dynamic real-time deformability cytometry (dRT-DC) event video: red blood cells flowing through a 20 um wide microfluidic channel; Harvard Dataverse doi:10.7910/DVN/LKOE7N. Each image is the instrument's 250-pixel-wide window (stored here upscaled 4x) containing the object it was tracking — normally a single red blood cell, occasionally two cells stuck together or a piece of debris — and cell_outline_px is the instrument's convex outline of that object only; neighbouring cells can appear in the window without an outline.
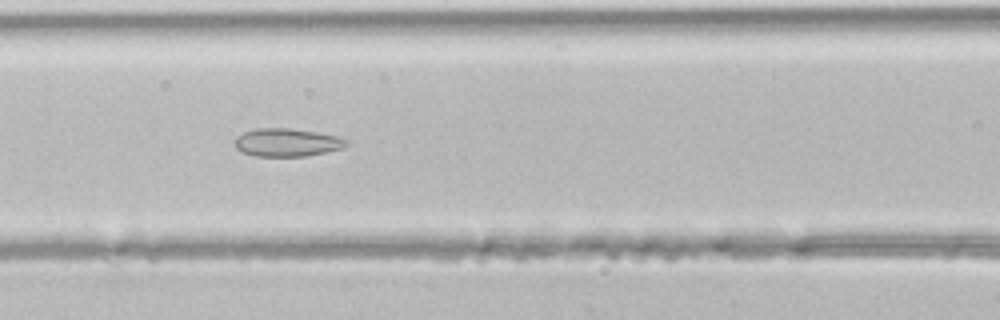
{"species": "common noctule bat (a hibernating species)", "species_latin": "Nyctalus noctula", "temperature_condition": "room temperature", "stored_images_in_passage": 5, "camera_frame_rate_fps": 3000, "um_per_image_px": 0.085, "animal": {"sex": "male", "body_mass_g": 21.5, "forearm_length_mm": 52.0}, "frame": {"image": 1, "passage_image": 5, "time_ms": 1.333, "image_size_px": [1000, 320], "cell_outline_px": [[348, 144], [340, 148], [328, 152], [308, 156], [256, 156], [244, 152], [236, 148], [236, 140], [244, 132], [256, 128], [288, 128], [316, 132], [340, 136], [348, 140]], "centroid_in_image_um": [24.45, 12.11], "position_along_channel_um": 142.1, "area_um2": 18.09}}